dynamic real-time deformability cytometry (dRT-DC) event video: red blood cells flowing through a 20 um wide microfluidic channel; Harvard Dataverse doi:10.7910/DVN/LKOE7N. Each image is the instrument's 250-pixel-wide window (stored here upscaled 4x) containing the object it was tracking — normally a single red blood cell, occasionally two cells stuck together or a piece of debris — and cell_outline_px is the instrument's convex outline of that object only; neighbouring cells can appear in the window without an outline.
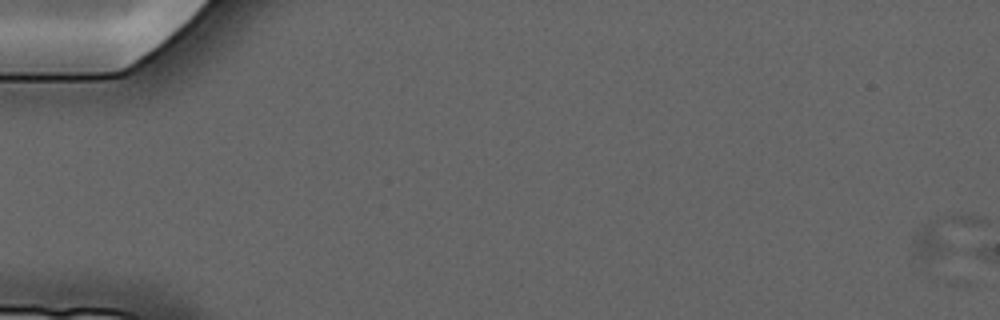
{"species": "common noctule bat (a hibernating species)", "species_latin": "Nyctalus noctula", "temperature_condition": "cold", "stored_images_in_passage": 2, "camera_frame_rate_fps": 3000, "um_per_image_px": 0.085, "animal": {"sex": "male", "forearm_length_mm": 52.5}, "frame": {"image": 1, "passage_image": 1, "time_ms": 0.0, "image_size_px": [1000, 320], "cell_outline_px": [[984, 220], [980, 224], [940, 256], [916, 256], [912, 240], [932, 220], [948, 216], [980, 216]], "centroid_in_image_um": [80.22, 19.92], "position_along_channel_um": 4.8, "area_um2": 12.66}}